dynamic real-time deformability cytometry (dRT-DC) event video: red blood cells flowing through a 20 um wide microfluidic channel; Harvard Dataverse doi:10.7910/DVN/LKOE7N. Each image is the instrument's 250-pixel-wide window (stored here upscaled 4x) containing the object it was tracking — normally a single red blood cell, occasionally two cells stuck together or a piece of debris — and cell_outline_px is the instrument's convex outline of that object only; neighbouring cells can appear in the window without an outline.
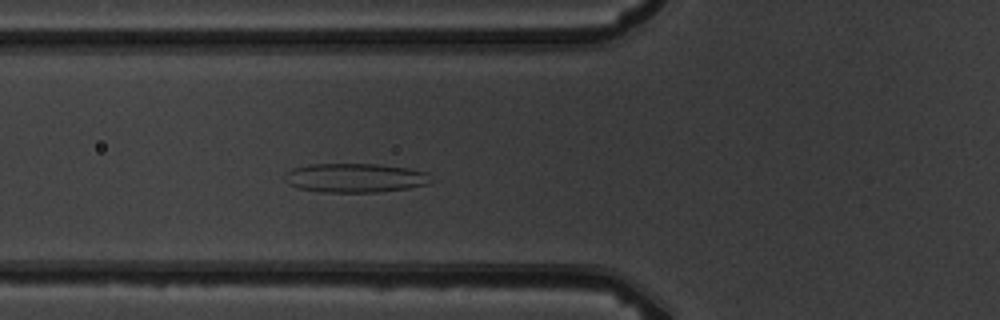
{"species": "common noctule bat (a hibernating species)", "species_latin": "Nyctalus noctula", "temperature_condition": "warm", "stored_images_in_passage": 5, "camera_frame_rate_fps": 3000, "um_per_image_px": 0.085, "animal": {"sex": "male", "body_mass_g": 19.5, "forearm_length_mm": 54.6}, "frame": {"image": 1, "passage_image": 5, "time_ms": 4.667, "image_size_px": [1000, 320], "cell_outline_px": [[428, 184], [408, 188], [380, 192], [320, 192], [300, 188], [288, 184], [284, 180], [284, 176], [292, 168], [308, 164], [380, 164], [408, 168], [428, 172]], "centroid_in_image_um": [30.15, 15.11], "position_along_channel_um": 95.6, "area_um2": 24.8}}